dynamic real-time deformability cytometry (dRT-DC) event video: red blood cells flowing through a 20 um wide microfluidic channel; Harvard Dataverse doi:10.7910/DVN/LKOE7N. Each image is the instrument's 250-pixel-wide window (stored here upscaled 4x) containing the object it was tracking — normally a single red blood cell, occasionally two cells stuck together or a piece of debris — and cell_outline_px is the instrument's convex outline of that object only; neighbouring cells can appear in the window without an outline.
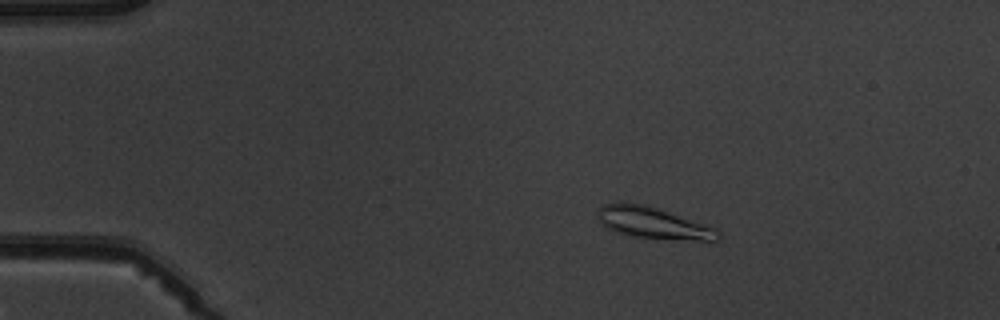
{"species": "common noctule bat (a hibernating species)", "species_latin": "Nyctalus noctula", "temperature_condition": "warm", "stored_images_in_passage": 4, "camera_frame_rate_fps": 3000, "um_per_image_px": 0.085, "animal": {"sex": "male", "body_mass_g": 19.5, "forearm_length_mm": 54.6}, "frame": {"image": 1, "passage_image": 2, "time_ms": 1.333, "image_size_px": [1000, 320], "cell_outline_px": [[720, 240], [700, 240], [628, 236], [616, 232], [600, 224], [596, 216], [596, 212], [604, 204], [620, 200], [648, 204], [716, 228], [720, 232]], "centroid_in_image_um": [55.44, 18.9], "position_along_channel_um": 29.6, "area_um2": 22.48}}